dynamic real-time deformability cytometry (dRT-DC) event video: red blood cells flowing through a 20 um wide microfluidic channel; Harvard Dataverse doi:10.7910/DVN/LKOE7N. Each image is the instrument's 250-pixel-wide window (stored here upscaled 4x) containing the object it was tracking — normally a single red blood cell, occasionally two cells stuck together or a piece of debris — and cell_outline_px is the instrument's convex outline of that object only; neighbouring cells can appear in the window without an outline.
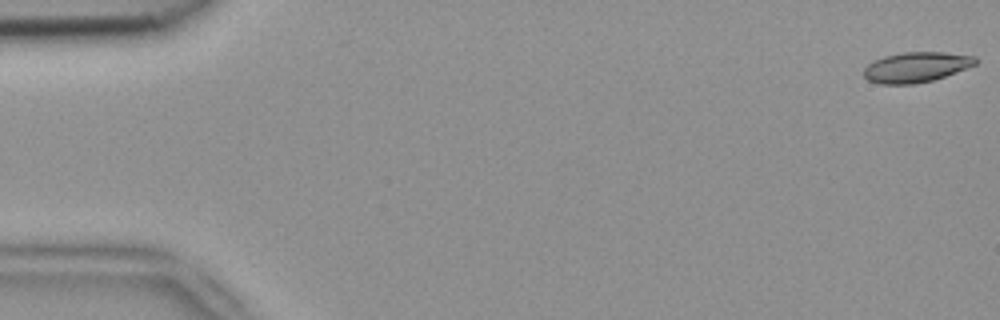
{"species": "common noctule bat (a hibernating species)", "species_latin": "Nyctalus noctula", "temperature_condition": "room temperature", "stored_images_in_passage": 5, "camera_frame_rate_fps": 3000, "um_per_image_px": 0.085, "animal": {"sex": "female", "body_mass_g": 18.4}, "frame": {"image": 1, "passage_image": 1, "time_ms": 0.0, "image_size_px": [1000, 320], "cell_outline_px": [[976, 64], [956, 72], [932, 80], [912, 84], [880, 84], [868, 80], [864, 76], [864, 68], [872, 60], [884, 56], [904, 52], [944, 52], [976, 56]], "centroid_in_image_um": [77.84, 5.7], "position_along_channel_um": 7.2, "area_um2": 19.59}}
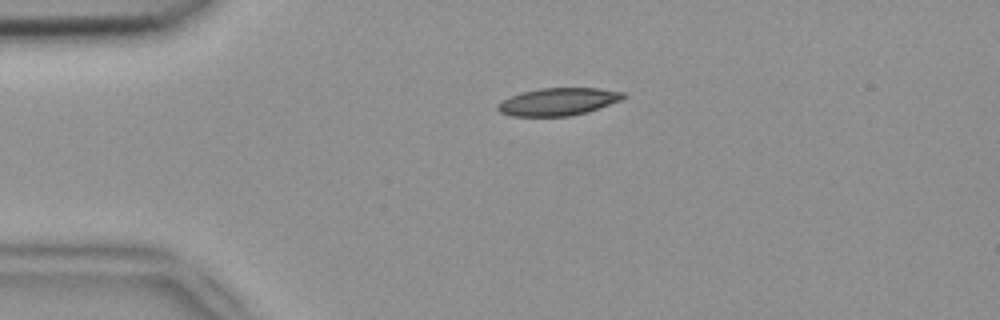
{"frame": {"image": 2, "passage_image": 4, "time_ms": 1.0, "image_size_px": [1000, 320], "cell_outline_px": [[628, 96], [624, 100], [588, 112], [572, 116], [512, 116], [500, 112], [496, 108], [496, 104], [500, 100], [520, 92], [540, 88], [600, 88], [624, 92]], "centroid_in_image_um": [47.47, 8.64], "position_along_channel_um": 37.5, "area_um2": 20.63}}